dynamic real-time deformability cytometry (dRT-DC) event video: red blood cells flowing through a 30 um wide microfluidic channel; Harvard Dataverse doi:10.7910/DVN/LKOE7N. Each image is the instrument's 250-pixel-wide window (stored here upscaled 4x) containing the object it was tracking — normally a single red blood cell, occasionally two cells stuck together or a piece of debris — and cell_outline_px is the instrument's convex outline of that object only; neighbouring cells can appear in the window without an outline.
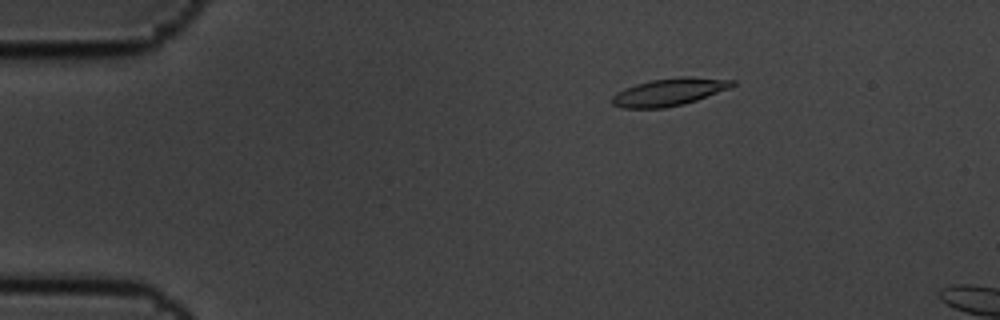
{"species": "common noctule bat (a hibernating species)", "species_latin": "Nyctalus noctula", "temperature_condition": "cold", "stored_images_in_passage": 4, "camera_frame_rate_fps": 3000, "um_per_image_px": 0.085, "animal": {"sex": "male", "body_mass_g": 19.5, "forearm_length_mm": 54.6}, "frame": {"image": 1, "passage_image": 1, "time_ms": 0.0, "image_size_px": [1000, 320], "cell_outline_px": [[736, 84], [728, 88], [696, 100], [684, 104], [664, 108], [624, 108], [612, 104], [612, 96], [616, 92], [624, 88], [636, 84], [652, 80], [680, 76], [692, 76], [736, 80]], "centroid_in_image_um": [56.88, 7.81], "position_along_channel_um": 28.1, "area_um2": 19.25}}